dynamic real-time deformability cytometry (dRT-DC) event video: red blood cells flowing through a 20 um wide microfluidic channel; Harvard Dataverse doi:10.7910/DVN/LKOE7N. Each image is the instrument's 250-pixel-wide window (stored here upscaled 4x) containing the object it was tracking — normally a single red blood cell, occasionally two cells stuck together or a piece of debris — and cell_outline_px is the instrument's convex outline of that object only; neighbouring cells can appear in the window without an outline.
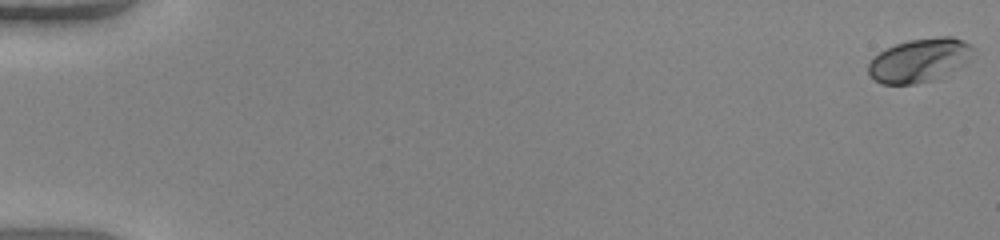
{"species": "human", "species_latin": "Homo sapiens", "temperature_condition": "warm", "stored_images_in_passage": 52, "camera_frame_rate_fps": 3000, "um_per_image_px": 0.085, "donor": {"sex": "female"}, "frame": {"image": 1, "passage_image": 1, "time_ms": 0.0, "image_size_px": [1000, 240], "cell_outline_px": [[976, 48], [968, 64], [936, 80], [916, 84], [880, 84], [868, 72], [868, 64], [880, 52], [896, 44], [908, 40], [940, 36], [952, 36], [964, 40], [972, 44]], "centroid_in_image_um": [78.26, 5.12], "position_along_channel_um": 6.7, "area_um2": 27.17}}
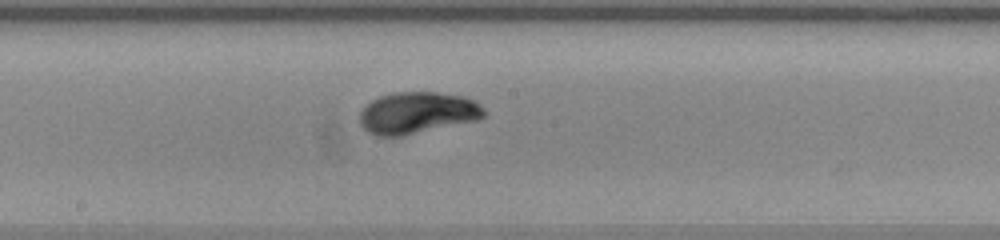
{"frame": {"image": 2, "passage_image": 30, "time_ms": 9.667, "image_size_px": [1000, 240], "cell_outline_px": [[488, 112], [480, 120], [404, 136], [376, 136], [368, 132], [360, 124], [360, 112], [372, 100], [380, 96], [392, 92], [436, 92], [464, 96], [476, 100]], "centroid_in_image_um": [35.53, 9.6], "position_along_channel_um": 212.7, "area_um2": 30.69}}
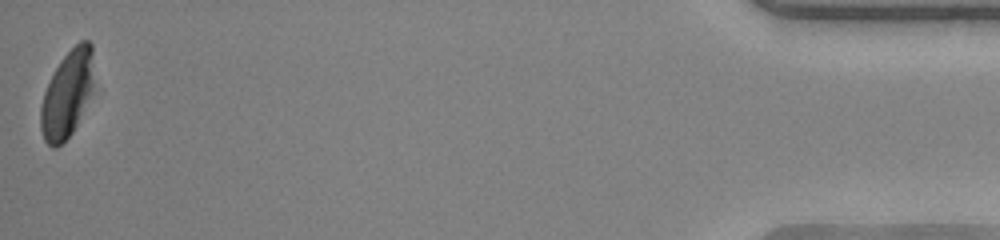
{"frame": {"image": 3, "passage_image": 52, "time_ms": 17.0, "image_size_px": [1000, 240], "cell_outline_px": [[92, 92], [72, 132], [56, 148], [52, 148], [44, 140], [40, 128], [40, 108], [44, 92], [60, 60], [80, 40], [88, 40], [92, 44]], "centroid_in_image_um": [5.69, 8.0], "position_along_channel_um": 429.5, "area_um2": 26.41}, "authors_computed_cell_mechanics": {"area_um2": 28.1197, "velocity_mm_per_s": 4.1123, "shape_relaxation_time_tau1_ms": 2.4009, "shape_relaxation_time_tau2_ms": null, "deformation_change_tau1": 0.1548, "deformation_change_tau2": null}}